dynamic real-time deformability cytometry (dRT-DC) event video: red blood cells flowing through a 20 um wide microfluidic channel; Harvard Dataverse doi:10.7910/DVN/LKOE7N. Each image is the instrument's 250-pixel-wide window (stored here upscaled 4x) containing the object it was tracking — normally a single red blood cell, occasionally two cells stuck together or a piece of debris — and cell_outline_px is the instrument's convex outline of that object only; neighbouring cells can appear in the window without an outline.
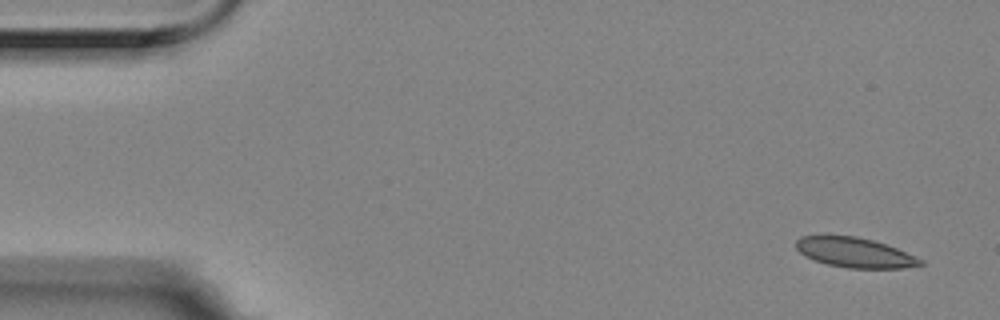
{"species": "Egyptian fruit bat (a non-hibernating species)", "species_latin": "Rousettus aegyptiacus", "temperature_condition": "room temperature", "stored_images_in_passage": 5, "camera_frame_rate_fps": 3000, "um_per_image_px": 0.085, "animal": {"sex": "female"}, "frame": {"image": 1, "passage_image": 1, "time_ms": 0.0, "image_size_px": [1000, 320], "cell_outline_px": [[924, 264], [904, 268], [848, 268], [828, 264], [804, 256], [796, 248], [796, 240], [800, 236], [856, 236], [872, 240], [896, 248], [924, 260]], "centroid_in_image_um": [72.66, 21.47], "position_along_channel_um": 12.3, "area_um2": 21.39}}
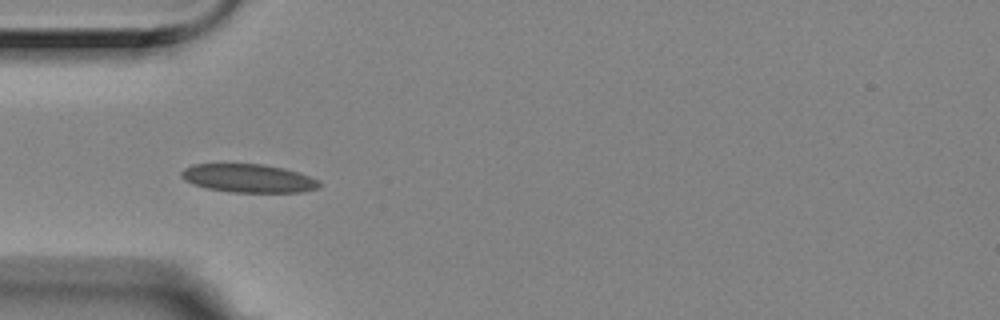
{"frame": {"image": 2, "passage_image": 4, "time_ms": 1.0, "image_size_px": [1000, 320], "cell_outline_px": [[320, 184], [316, 188], [300, 192], [232, 192], [208, 188], [192, 184], [184, 180], [180, 176], [180, 172], [184, 168], [192, 164], [264, 164], [284, 168], [308, 176], [316, 180]], "centroid_in_image_um": [21.04, 15.14], "position_along_channel_um": 64.0, "area_um2": 22.6}}
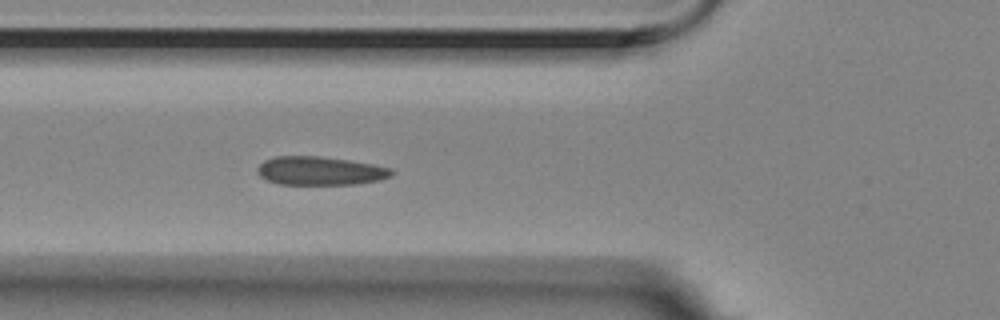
{"frame": {"image": 3, "passage_image": 5, "time_ms": 1.333, "image_size_px": [1000, 320], "cell_outline_px": [[396, 172], [392, 176], [380, 180], [356, 184], [280, 184], [268, 180], [260, 176], [256, 172], [256, 168], [264, 160], [276, 156], [320, 156], [348, 160], [372, 164], [392, 168]], "centroid_in_image_um": [27.23, 14.52], "position_along_channel_um": 98.6, "area_um2": 22.43}}